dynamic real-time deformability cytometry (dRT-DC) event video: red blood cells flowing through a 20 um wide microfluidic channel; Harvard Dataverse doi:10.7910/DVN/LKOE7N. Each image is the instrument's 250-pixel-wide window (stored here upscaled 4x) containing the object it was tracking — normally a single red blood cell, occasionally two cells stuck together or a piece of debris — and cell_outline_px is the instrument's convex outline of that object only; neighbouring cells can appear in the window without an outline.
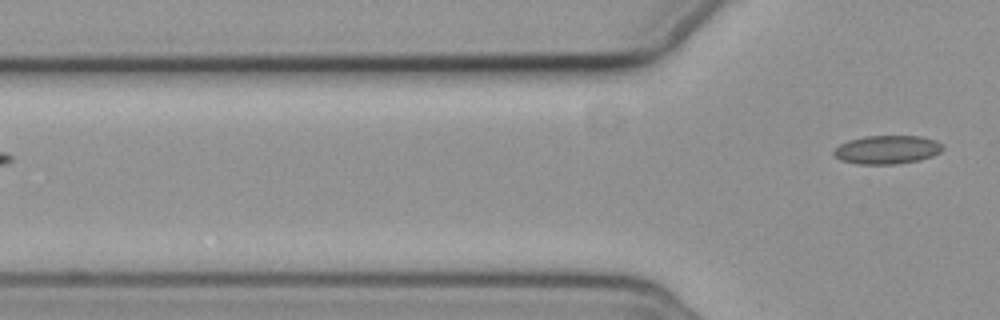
{"species": "common noctule bat (a hibernating species)", "species_latin": "Nyctalus noctula", "temperature_condition": "cold", "stored_images_in_passage": 3, "camera_frame_rate_fps": 3000, "um_per_image_px": 0.085, "animal": {"sex": "female", "body_mass_g": 19.3, "forearm_length_mm": 54.1}, "frame": {"image": 1, "passage_image": 3, "time_ms": 3.333, "image_size_px": [1000, 320], "cell_outline_px": [[944, 148], [940, 152], [932, 156], [920, 160], [896, 164], [856, 164], [840, 160], [832, 152], [840, 144], [848, 140], [864, 136], [920, 136], [936, 140], [944, 144]], "centroid_in_image_um": [75.42, 12.72], "position_along_channel_um": 50.4, "area_um2": 18.26}}